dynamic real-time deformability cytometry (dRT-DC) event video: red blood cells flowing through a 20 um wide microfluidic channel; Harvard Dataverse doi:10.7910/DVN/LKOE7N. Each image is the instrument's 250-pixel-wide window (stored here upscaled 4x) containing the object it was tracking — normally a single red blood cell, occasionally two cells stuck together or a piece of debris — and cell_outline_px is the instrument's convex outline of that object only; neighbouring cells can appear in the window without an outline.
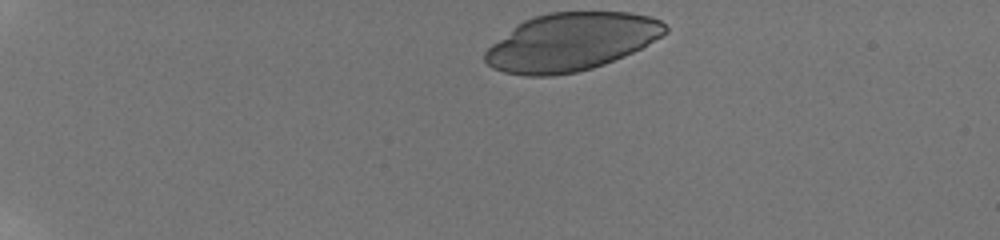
{"species": "human", "species_latin": "Homo sapiens", "temperature_condition": "room temperature", "stored_images_in_passage": 12, "camera_frame_rate_fps": 3000, "um_per_image_px": 0.085, "donor": {"sex": "male"}, "frame": {"image": 1, "passage_image": 1, "time_ms": 0.0, "image_size_px": [1000, 240], "cell_outline_px": [[668, 32], [640, 48], [624, 56], [604, 64], [592, 68], [576, 72], [552, 76], [524, 76], [504, 72], [492, 68], [484, 60], [484, 52], [492, 44], [516, 24], [524, 20], [548, 12], [628, 12], [648, 16], [660, 20], [668, 28]], "centroid_in_image_um": [48.52, 3.57], "position_along_channel_um": 36.5, "area_um2": 60.63}}